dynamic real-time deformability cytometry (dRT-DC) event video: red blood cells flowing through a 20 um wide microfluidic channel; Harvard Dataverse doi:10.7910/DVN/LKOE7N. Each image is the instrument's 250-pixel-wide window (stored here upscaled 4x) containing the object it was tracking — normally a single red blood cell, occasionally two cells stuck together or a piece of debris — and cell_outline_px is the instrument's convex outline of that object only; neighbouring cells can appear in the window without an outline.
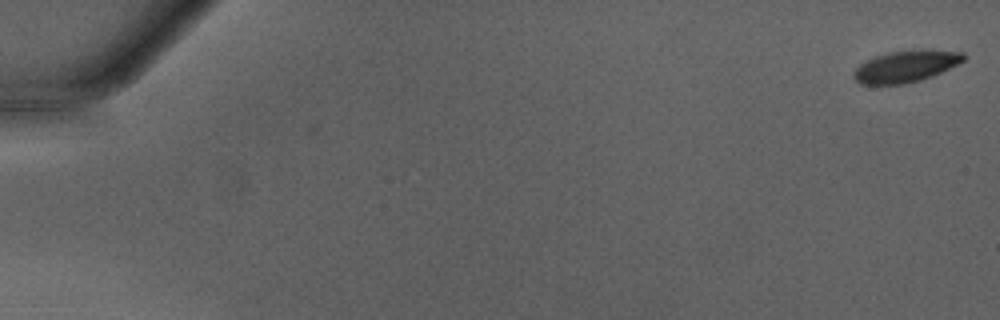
{"species": "Egyptian fruit bat (a non-hibernating species)", "species_latin": "Rousettus aegyptiacus", "temperature_condition": "warm", "stored_images_in_passage": 6, "camera_frame_rate_fps": 3000, "um_per_image_px": 0.085, "animal": {"sex": "male"}, "frame": {"image": 1, "passage_image": 1, "time_ms": 0.0, "image_size_px": [1000, 320], "cell_outline_px": [[968, 56], [964, 60], [932, 76], [908, 84], [860, 84], [852, 76], [856, 68], [860, 64], [876, 56], [888, 52], [912, 48], [920, 48], [964, 52]], "centroid_in_image_um": [77.02, 5.61], "position_along_channel_um": 8.0, "area_um2": 20.52}}